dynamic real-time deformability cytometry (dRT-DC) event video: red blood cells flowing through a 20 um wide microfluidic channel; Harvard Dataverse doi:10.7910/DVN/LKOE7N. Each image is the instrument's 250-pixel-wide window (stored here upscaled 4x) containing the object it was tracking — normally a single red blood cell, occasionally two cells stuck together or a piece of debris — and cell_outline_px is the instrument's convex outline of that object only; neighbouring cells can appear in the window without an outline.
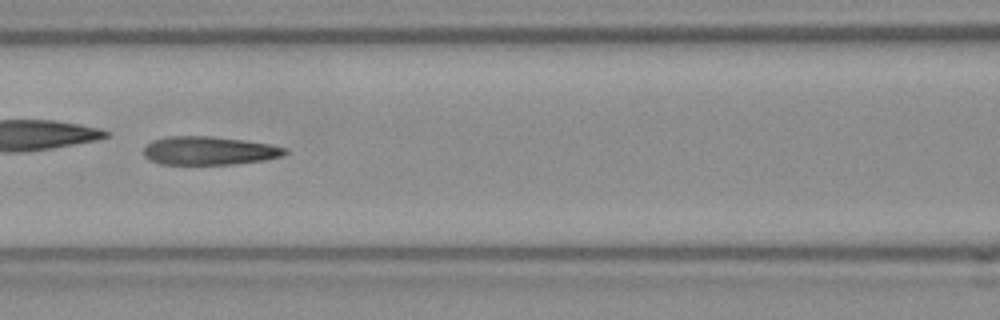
{"species": "Egyptian fruit bat (a non-hibernating species)", "species_latin": "Rousettus aegyptiacus", "temperature_condition": "room temperature", "stored_images_in_passage": 51, "camera_frame_rate_fps": 3000, "um_per_image_px": 0.085, "frame": {"image": 1, "passage_image": 22, "time_ms": 7.0, "image_size_px": [1000, 320], "cell_outline_px": [[288, 152], [284, 156], [264, 160], [232, 164], [160, 164], [144, 156], [144, 148], [152, 140], [168, 136], [212, 136], [268, 144], [288, 148]], "centroid_in_image_um": [17.79, 12.81], "position_along_channel_um": 148.8, "area_um2": 23.29}, "authors_computed_cell_mechanics": {"area_um2": 23.987, "velocity_mm_per_s": 3.8928, "shape_relaxation_time_tau1_ms": null, "shape_relaxation_time_tau2_ms": 2.9954, "deformation_change_tau1": null, "deformation_change_tau2": 0.1433}}